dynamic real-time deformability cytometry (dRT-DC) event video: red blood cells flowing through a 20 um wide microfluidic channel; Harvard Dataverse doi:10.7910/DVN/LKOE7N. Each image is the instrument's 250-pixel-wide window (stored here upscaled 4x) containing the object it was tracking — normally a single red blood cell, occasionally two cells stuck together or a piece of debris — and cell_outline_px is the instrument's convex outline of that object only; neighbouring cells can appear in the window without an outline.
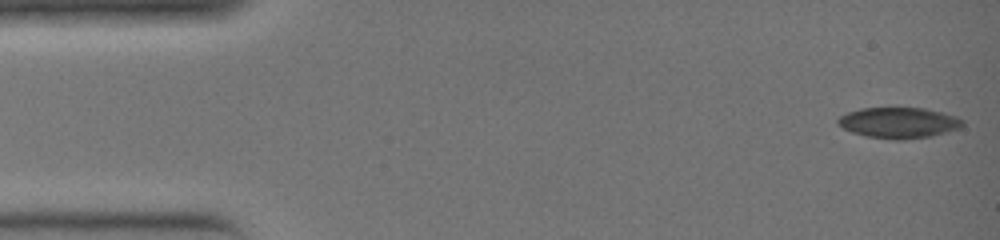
{"species": "common noctule bat (a hibernating species)", "species_latin": "Nyctalus noctula", "temperature_condition": "warm", "stored_images_in_passage": 36, "camera_frame_rate_fps": 3000, "um_per_image_px": 0.085, "animal": {"sex": "female", "body_mass_g": 19.0, "forearm_length_mm": 51.5}, "frame": {"image": 1, "passage_image": 1, "time_ms": 0.0, "image_size_px": [1000, 240], "cell_outline_px": [[964, 124], [960, 128], [932, 136], [904, 140], [896, 140], [868, 136], [852, 132], [836, 124], [836, 120], [840, 116], [848, 112], [860, 108], [924, 108], [956, 116], [964, 120]], "centroid_in_image_um": [76.4, 10.43], "position_along_channel_um": 8.6, "area_um2": 22.37}}
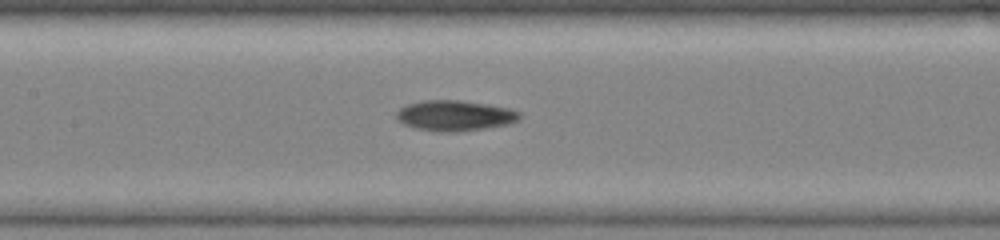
{"frame": {"image": 2, "passage_image": 17, "time_ms": 5.333, "image_size_px": [1000, 240], "cell_outline_px": [[520, 120], [508, 124], [460, 132], [436, 132], [416, 128], [404, 124], [396, 120], [396, 112], [400, 108], [408, 104], [424, 100], [460, 100], [488, 104], [512, 108], [520, 112]], "centroid_in_image_um": [38.67, 9.83], "position_along_channel_um": 168.7, "area_um2": 22.14}}
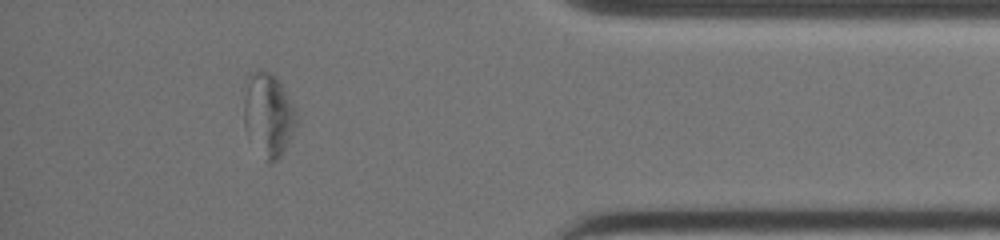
{"frame": {"image": 3, "passage_image": 32, "time_ms": 10.333, "image_size_px": [1000, 240], "cell_outline_px": [[300, 120], [284, 152], [276, 160], [268, 164], [264, 160], [244, 128], [244, 80], [256, 68], [260, 68], [272, 72], [276, 76], [292, 104]], "centroid_in_image_um": [22.8, 9.72], "position_along_channel_um": 412.4, "area_um2": 26.13}}